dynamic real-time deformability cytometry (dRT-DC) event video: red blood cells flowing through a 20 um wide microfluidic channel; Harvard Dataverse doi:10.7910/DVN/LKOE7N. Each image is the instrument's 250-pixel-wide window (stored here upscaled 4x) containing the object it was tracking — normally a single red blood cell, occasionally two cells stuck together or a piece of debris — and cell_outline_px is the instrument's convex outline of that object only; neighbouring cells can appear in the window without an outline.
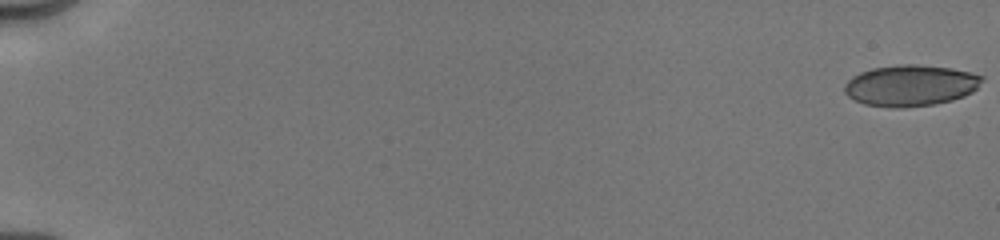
{"species": "human", "species_latin": "Homo sapiens", "temperature_condition": "cold", "stored_images_in_passage": 32, "camera_frame_rate_fps": 3000, "um_per_image_px": 0.085, "donor": {"sex": "male"}, "frame": {"image": 1, "passage_image": 1, "time_ms": 0.0, "image_size_px": [1000, 240], "cell_outline_px": [[984, 80], [972, 92], [964, 96], [952, 100], [932, 104], [904, 108], [892, 108], [864, 104], [848, 96], [844, 92], [844, 84], [852, 76], [860, 72], [872, 68], [896, 64], [916, 64], [948, 68], [968, 72], [984, 76]], "centroid_in_image_um": [77.37, 7.26], "position_along_channel_um": 7.6, "area_um2": 33.06}}
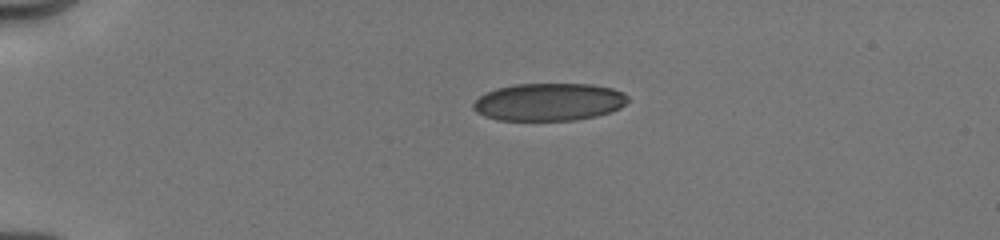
{"frame": {"image": 2, "passage_image": 20, "time_ms": 4.333, "image_size_px": [1000, 240], "cell_outline_px": [[628, 100], [620, 108], [612, 112], [596, 116], [572, 120], [496, 120], [484, 116], [476, 112], [472, 108], [472, 104], [484, 92], [496, 88], [516, 84], [592, 84], [612, 88], [624, 92], [628, 96]], "centroid_in_image_um": [46.65, 8.66], "position_along_channel_um": 38.4, "area_um2": 34.1}}